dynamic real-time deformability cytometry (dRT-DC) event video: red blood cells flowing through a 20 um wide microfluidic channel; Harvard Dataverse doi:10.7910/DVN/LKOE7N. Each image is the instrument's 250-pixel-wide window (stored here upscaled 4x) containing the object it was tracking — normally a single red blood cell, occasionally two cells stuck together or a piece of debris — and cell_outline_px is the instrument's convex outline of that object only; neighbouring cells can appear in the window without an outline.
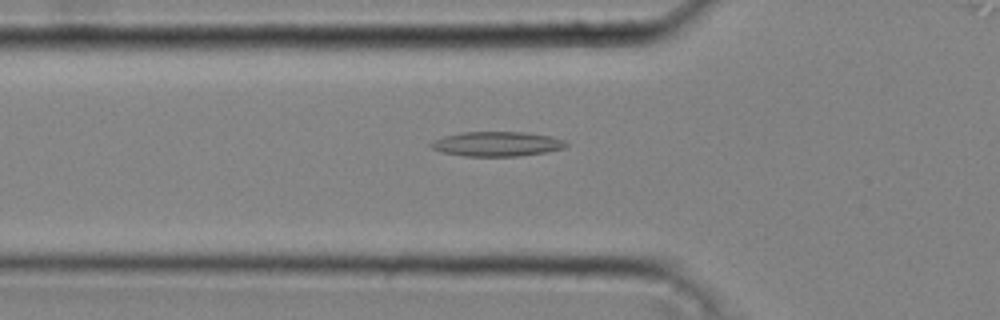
{"species": "common noctule bat (a hibernating species)", "species_latin": "Nyctalus noctula", "temperature_condition": "cold", "stored_images_in_passage": 30, "camera_frame_rate_fps": 3000, "um_per_image_px": 0.085, "animal": {"sex": "male", "body_mass_g": 20.4}, "frame": {"image": 1, "passage_image": 3, "time_ms": 0.667, "image_size_px": [1000, 320], "cell_outline_px": [[568, 144], [564, 148], [548, 152], [520, 156], [464, 156], [444, 152], [432, 148], [428, 144], [432, 140], [444, 136], [460, 132], [524, 132], [552, 136], [564, 140]], "centroid_in_image_um": [42.25, 12.23], "position_along_channel_um": 83.6, "area_um2": 19.54}}
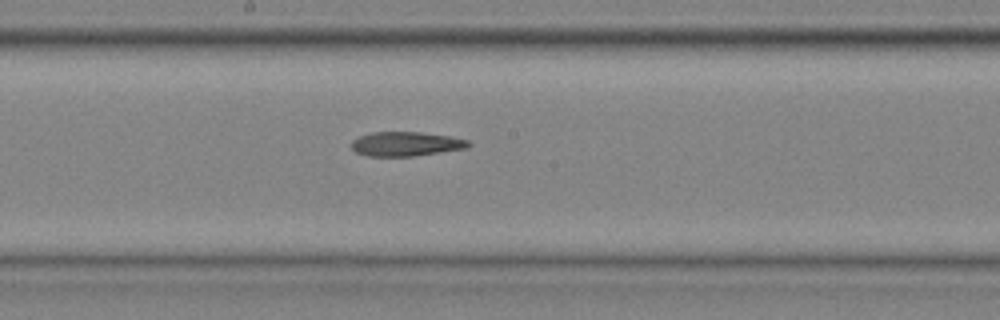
{"frame": {"image": 2, "passage_image": 12, "time_ms": 3.667, "image_size_px": [1000, 320], "cell_outline_px": [[472, 144], [468, 148], [412, 156], [368, 156], [356, 152], [352, 148], [352, 140], [360, 136], [372, 132], [420, 132], [452, 136], [468, 140]], "centroid_in_image_um": [34.54, 12.23], "position_along_channel_um": 213.7, "area_um2": 16.59}}
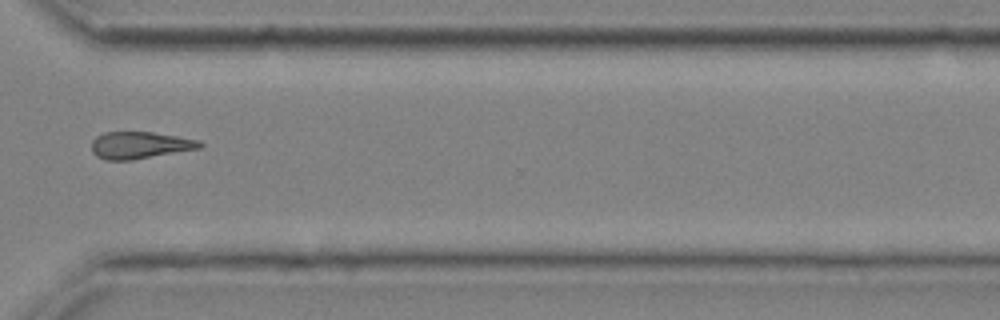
{"frame": {"image": 3, "passage_image": 22, "time_ms": 7.0, "image_size_px": [1000, 320], "cell_outline_px": [[204, 144], [200, 148], [132, 160], [104, 160], [96, 156], [92, 152], [92, 140], [96, 136], [104, 132], [152, 132], [200, 140]], "centroid_in_image_um": [11.86, 12.34], "position_along_channel_um": 358.7, "area_um2": 17.05}}